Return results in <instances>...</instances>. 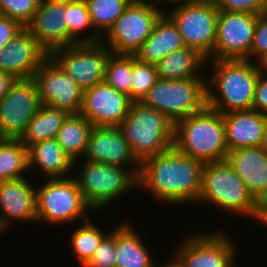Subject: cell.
I'll return each instance as SVG.
<instances>
[{"instance_id":"cell-1","label":"cell","mask_w":267,"mask_h":267,"mask_svg":"<svg viewBox=\"0 0 267 267\" xmlns=\"http://www.w3.org/2000/svg\"><path fill=\"white\" fill-rule=\"evenodd\" d=\"M203 165L173 146L140 163L138 189L150 192L167 204L196 203L201 191Z\"/></svg>"},{"instance_id":"cell-2","label":"cell","mask_w":267,"mask_h":267,"mask_svg":"<svg viewBox=\"0 0 267 267\" xmlns=\"http://www.w3.org/2000/svg\"><path fill=\"white\" fill-rule=\"evenodd\" d=\"M212 62V63H211ZM207 107L222 114L251 110L260 64L248 60H210Z\"/></svg>"},{"instance_id":"cell-3","label":"cell","mask_w":267,"mask_h":267,"mask_svg":"<svg viewBox=\"0 0 267 267\" xmlns=\"http://www.w3.org/2000/svg\"><path fill=\"white\" fill-rule=\"evenodd\" d=\"M173 146L203 164L225 161L229 151L223 114L206 106L178 121Z\"/></svg>"},{"instance_id":"cell-4","label":"cell","mask_w":267,"mask_h":267,"mask_svg":"<svg viewBox=\"0 0 267 267\" xmlns=\"http://www.w3.org/2000/svg\"><path fill=\"white\" fill-rule=\"evenodd\" d=\"M117 127L140 163L174 145L175 125L142 102H132L127 117Z\"/></svg>"},{"instance_id":"cell-5","label":"cell","mask_w":267,"mask_h":267,"mask_svg":"<svg viewBox=\"0 0 267 267\" xmlns=\"http://www.w3.org/2000/svg\"><path fill=\"white\" fill-rule=\"evenodd\" d=\"M199 202L255 219V198L226 160L203 165Z\"/></svg>"},{"instance_id":"cell-6","label":"cell","mask_w":267,"mask_h":267,"mask_svg":"<svg viewBox=\"0 0 267 267\" xmlns=\"http://www.w3.org/2000/svg\"><path fill=\"white\" fill-rule=\"evenodd\" d=\"M80 161H74L75 167L78 163L82 166H79V174H73V177L92 212L103 210L133 189L138 190V179L129 168L89 160Z\"/></svg>"},{"instance_id":"cell-7","label":"cell","mask_w":267,"mask_h":267,"mask_svg":"<svg viewBox=\"0 0 267 267\" xmlns=\"http://www.w3.org/2000/svg\"><path fill=\"white\" fill-rule=\"evenodd\" d=\"M44 182L36 189L38 223L44 221L51 226H60L76 221L84 222L90 218L88 210L92 209L84 200L73 175L47 178Z\"/></svg>"},{"instance_id":"cell-8","label":"cell","mask_w":267,"mask_h":267,"mask_svg":"<svg viewBox=\"0 0 267 267\" xmlns=\"http://www.w3.org/2000/svg\"><path fill=\"white\" fill-rule=\"evenodd\" d=\"M207 79L158 78L141 102L162 112L175 125L207 106Z\"/></svg>"},{"instance_id":"cell-9","label":"cell","mask_w":267,"mask_h":267,"mask_svg":"<svg viewBox=\"0 0 267 267\" xmlns=\"http://www.w3.org/2000/svg\"><path fill=\"white\" fill-rule=\"evenodd\" d=\"M164 11L150 0H132L101 42L112 54L134 55Z\"/></svg>"},{"instance_id":"cell-10","label":"cell","mask_w":267,"mask_h":267,"mask_svg":"<svg viewBox=\"0 0 267 267\" xmlns=\"http://www.w3.org/2000/svg\"><path fill=\"white\" fill-rule=\"evenodd\" d=\"M175 6L164 13L177 26L185 46L198 50L208 60L215 46L219 15L214 0H190Z\"/></svg>"},{"instance_id":"cell-11","label":"cell","mask_w":267,"mask_h":267,"mask_svg":"<svg viewBox=\"0 0 267 267\" xmlns=\"http://www.w3.org/2000/svg\"><path fill=\"white\" fill-rule=\"evenodd\" d=\"M111 54L100 42L58 48L49 57L85 91L104 82L106 64Z\"/></svg>"},{"instance_id":"cell-12","label":"cell","mask_w":267,"mask_h":267,"mask_svg":"<svg viewBox=\"0 0 267 267\" xmlns=\"http://www.w3.org/2000/svg\"><path fill=\"white\" fill-rule=\"evenodd\" d=\"M225 231L193 233L184 240L174 257L182 267H235L236 246Z\"/></svg>"},{"instance_id":"cell-13","label":"cell","mask_w":267,"mask_h":267,"mask_svg":"<svg viewBox=\"0 0 267 267\" xmlns=\"http://www.w3.org/2000/svg\"><path fill=\"white\" fill-rule=\"evenodd\" d=\"M257 16L219 10L213 54L208 60H248Z\"/></svg>"},{"instance_id":"cell-14","label":"cell","mask_w":267,"mask_h":267,"mask_svg":"<svg viewBox=\"0 0 267 267\" xmlns=\"http://www.w3.org/2000/svg\"><path fill=\"white\" fill-rule=\"evenodd\" d=\"M40 105L35 81L15 80L0 100V139H19Z\"/></svg>"},{"instance_id":"cell-15","label":"cell","mask_w":267,"mask_h":267,"mask_svg":"<svg viewBox=\"0 0 267 267\" xmlns=\"http://www.w3.org/2000/svg\"><path fill=\"white\" fill-rule=\"evenodd\" d=\"M32 79L37 85L42 105L68 114L81 113L83 90L50 57L40 65Z\"/></svg>"},{"instance_id":"cell-16","label":"cell","mask_w":267,"mask_h":267,"mask_svg":"<svg viewBox=\"0 0 267 267\" xmlns=\"http://www.w3.org/2000/svg\"><path fill=\"white\" fill-rule=\"evenodd\" d=\"M132 101L105 82L83 91L81 114L93 127H116L128 115Z\"/></svg>"},{"instance_id":"cell-17","label":"cell","mask_w":267,"mask_h":267,"mask_svg":"<svg viewBox=\"0 0 267 267\" xmlns=\"http://www.w3.org/2000/svg\"><path fill=\"white\" fill-rule=\"evenodd\" d=\"M83 160L129 167L137 178L140 172V162L117 126L93 127Z\"/></svg>"},{"instance_id":"cell-18","label":"cell","mask_w":267,"mask_h":267,"mask_svg":"<svg viewBox=\"0 0 267 267\" xmlns=\"http://www.w3.org/2000/svg\"><path fill=\"white\" fill-rule=\"evenodd\" d=\"M48 57L30 30L24 27L0 50V71L16 80L32 79Z\"/></svg>"},{"instance_id":"cell-19","label":"cell","mask_w":267,"mask_h":267,"mask_svg":"<svg viewBox=\"0 0 267 267\" xmlns=\"http://www.w3.org/2000/svg\"><path fill=\"white\" fill-rule=\"evenodd\" d=\"M15 220L37 222L36 187L26 177L0 181V229L6 231Z\"/></svg>"},{"instance_id":"cell-20","label":"cell","mask_w":267,"mask_h":267,"mask_svg":"<svg viewBox=\"0 0 267 267\" xmlns=\"http://www.w3.org/2000/svg\"><path fill=\"white\" fill-rule=\"evenodd\" d=\"M27 28L48 54L55 49L67 47V3L40 1L38 10Z\"/></svg>"},{"instance_id":"cell-21","label":"cell","mask_w":267,"mask_h":267,"mask_svg":"<svg viewBox=\"0 0 267 267\" xmlns=\"http://www.w3.org/2000/svg\"><path fill=\"white\" fill-rule=\"evenodd\" d=\"M228 151L264 146L267 115L256 110L233 111L223 114Z\"/></svg>"},{"instance_id":"cell-22","label":"cell","mask_w":267,"mask_h":267,"mask_svg":"<svg viewBox=\"0 0 267 267\" xmlns=\"http://www.w3.org/2000/svg\"><path fill=\"white\" fill-rule=\"evenodd\" d=\"M226 161L246 184L254 198L267 185V150L264 146L246 147L228 152Z\"/></svg>"},{"instance_id":"cell-23","label":"cell","mask_w":267,"mask_h":267,"mask_svg":"<svg viewBox=\"0 0 267 267\" xmlns=\"http://www.w3.org/2000/svg\"><path fill=\"white\" fill-rule=\"evenodd\" d=\"M185 47L177 26L164 13L134 56L139 61L156 65L169 53Z\"/></svg>"},{"instance_id":"cell-24","label":"cell","mask_w":267,"mask_h":267,"mask_svg":"<svg viewBox=\"0 0 267 267\" xmlns=\"http://www.w3.org/2000/svg\"><path fill=\"white\" fill-rule=\"evenodd\" d=\"M33 166L47 178L68 177L75 169L74 161L63 151L56 138L40 141L28 148V169L32 170Z\"/></svg>"},{"instance_id":"cell-25","label":"cell","mask_w":267,"mask_h":267,"mask_svg":"<svg viewBox=\"0 0 267 267\" xmlns=\"http://www.w3.org/2000/svg\"><path fill=\"white\" fill-rule=\"evenodd\" d=\"M206 63L207 58L198 50L185 47L166 55L156 64V69L161 79L204 78L199 70L205 69Z\"/></svg>"},{"instance_id":"cell-26","label":"cell","mask_w":267,"mask_h":267,"mask_svg":"<svg viewBox=\"0 0 267 267\" xmlns=\"http://www.w3.org/2000/svg\"><path fill=\"white\" fill-rule=\"evenodd\" d=\"M129 222H121L116 227L115 267H155L151 251Z\"/></svg>"},{"instance_id":"cell-27","label":"cell","mask_w":267,"mask_h":267,"mask_svg":"<svg viewBox=\"0 0 267 267\" xmlns=\"http://www.w3.org/2000/svg\"><path fill=\"white\" fill-rule=\"evenodd\" d=\"M68 113L49 105H40L37 113L28 122L19 140L29 148L40 141L56 138Z\"/></svg>"},{"instance_id":"cell-28","label":"cell","mask_w":267,"mask_h":267,"mask_svg":"<svg viewBox=\"0 0 267 267\" xmlns=\"http://www.w3.org/2000/svg\"><path fill=\"white\" fill-rule=\"evenodd\" d=\"M93 125L80 113L69 114L57 133L56 140L73 161L85 154Z\"/></svg>"},{"instance_id":"cell-29","label":"cell","mask_w":267,"mask_h":267,"mask_svg":"<svg viewBox=\"0 0 267 267\" xmlns=\"http://www.w3.org/2000/svg\"><path fill=\"white\" fill-rule=\"evenodd\" d=\"M27 170L28 148L19 139H0V181L24 178Z\"/></svg>"},{"instance_id":"cell-30","label":"cell","mask_w":267,"mask_h":267,"mask_svg":"<svg viewBox=\"0 0 267 267\" xmlns=\"http://www.w3.org/2000/svg\"><path fill=\"white\" fill-rule=\"evenodd\" d=\"M68 46L75 44H95L102 37L94 30L85 0L67 2ZM90 30L84 37L83 31ZM83 36V37H82Z\"/></svg>"},{"instance_id":"cell-31","label":"cell","mask_w":267,"mask_h":267,"mask_svg":"<svg viewBox=\"0 0 267 267\" xmlns=\"http://www.w3.org/2000/svg\"><path fill=\"white\" fill-rule=\"evenodd\" d=\"M91 220L93 219L89 218L79 223L70 235L71 251L82 267L90 261L101 242L111 233V231L101 230L100 226L93 225Z\"/></svg>"},{"instance_id":"cell-32","label":"cell","mask_w":267,"mask_h":267,"mask_svg":"<svg viewBox=\"0 0 267 267\" xmlns=\"http://www.w3.org/2000/svg\"><path fill=\"white\" fill-rule=\"evenodd\" d=\"M132 0H85L94 30L103 37Z\"/></svg>"},{"instance_id":"cell-33","label":"cell","mask_w":267,"mask_h":267,"mask_svg":"<svg viewBox=\"0 0 267 267\" xmlns=\"http://www.w3.org/2000/svg\"><path fill=\"white\" fill-rule=\"evenodd\" d=\"M133 55L111 54L108 58L104 82L131 100Z\"/></svg>"},{"instance_id":"cell-34","label":"cell","mask_w":267,"mask_h":267,"mask_svg":"<svg viewBox=\"0 0 267 267\" xmlns=\"http://www.w3.org/2000/svg\"><path fill=\"white\" fill-rule=\"evenodd\" d=\"M157 80L158 73L156 65L139 61L133 55L131 101L141 102Z\"/></svg>"},{"instance_id":"cell-35","label":"cell","mask_w":267,"mask_h":267,"mask_svg":"<svg viewBox=\"0 0 267 267\" xmlns=\"http://www.w3.org/2000/svg\"><path fill=\"white\" fill-rule=\"evenodd\" d=\"M41 0H0V15L27 27L34 18Z\"/></svg>"},{"instance_id":"cell-36","label":"cell","mask_w":267,"mask_h":267,"mask_svg":"<svg viewBox=\"0 0 267 267\" xmlns=\"http://www.w3.org/2000/svg\"><path fill=\"white\" fill-rule=\"evenodd\" d=\"M116 266V228L101 242L90 261L84 267Z\"/></svg>"},{"instance_id":"cell-37","label":"cell","mask_w":267,"mask_h":267,"mask_svg":"<svg viewBox=\"0 0 267 267\" xmlns=\"http://www.w3.org/2000/svg\"><path fill=\"white\" fill-rule=\"evenodd\" d=\"M267 55V13L257 16L249 61L260 63ZM254 57V58H253Z\"/></svg>"},{"instance_id":"cell-38","label":"cell","mask_w":267,"mask_h":267,"mask_svg":"<svg viewBox=\"0 0 267 267\" xmlns=\"http://www.w3.org/2000/svg\"><path fill=\"white\" fill-rule=\"evenodd\" d=\"M214 2L219 10L261 14L260 0H214Z\"/></svg>"},{"instance_id":"cell-39","label":"cell","mask_w":267,"mask_h":267,"mask_svg":"<svg viewBox=\"0 0 267 267\" xmlns=\"http://www.w3.org/2000/svg\"><path fill=\"white\" fill-rule=\"evenodd\" d=\"M252 109L267 115V72L262 69L255 85Z\"/></svg>"},{"instance_id":"cell-40","label":"cell","mask_w":267,"mask_h":267,"mask_svg":"<svg viewBox=\"0 0 267 267\" xmlns=\"http://www.w3.org/2000/svg\"><path fill=\"white\" fill-rule=\"evenodd\" d=\"M23 28L18 21L0 15V50Z\"/></svg>"},{"instance_id":"cell-41","label":"cell","mask_w":267,"mask_h":267,"mask_svg":"<svg viewBox=\"0 0 267 267\" xmlns=\"http://www.w3.org/2000/svg\"><path fill=\"white\" fill-rule=\"evenodd\" d=\"M267 209V185L255 198V220Z\"/></svg>"},{"instance_id":"cell-42","label":"cell","mask_w":267,"mask_h":267,"mask_svg":"<svg viewBox=\"0 0 267 267\" xmlns=\"http://www.w3.org/2000/svg\"><path fill=\"white\" fill-rule=\"evenodd\" d=\"M15 80L16 79H14L9 74L0 71V100L7 93V91L9 90L11 85L15 82Z\"/></svg>"},{"instance_id":"cell-43","label":"cell","mask_w":267,"mask_h":267,"mask_svg":"<svg viewBox=\"0 0 267 267\" xmlns=\"http://www.w3.org/2000/svg\"><path fill=\"white\" fill-rule=\"evenodd\" d=\"M173 259H171L170 261H168V263H164L162 265H156L155 267H182L179 262L174 258V257H171Z\"/></svg>"},{"instance_id":"cell-44","label":"cell","mask_w":267,"mask_h":267,"mask_svg":"<svg viewBox=\"0 0 267 267\" xmlns=\"http://www.w3.org/2000/svg\"><path fill=\"white\" fill-rule=\"evenodd\" d=\"M150 1H152L154 4H156L157 6H158V4H160L162 1L161 0H150ZM188 1H190V0H165V1H163L164 2V5L168 2H170V4L171 3H175L176 4V2L178 3H184V2H188Z\"/></svg>"},{"instance_id":"cell-45","label":"cell","mask_w":267,"mask_h":267,"mask_svg":"<svg viewBox=\"0 0 267 267\" xmlns=\"http://www.w3.org/2000/svg\"><path fill=\"white\" fill-rule=\"evenodd\" d=\"M256 220L265 225L264 227H267V209Z\"/></svg>"},{"instance_id":"cell-46","label":"cell","mask_w":267,"mask_h":267,"mask_svg":"<svg viewBox=\"0 0 267 267\" xmlns=\"http://www.w3.org/2000/svg\"><path fill=\"white\" fill-rule=\"evenodd\" d=\"M260 64V68L267 72V55L265 56V58L259 63Z\"/></svg>"},{"instance_id":"cell-47","label":"cell","mask_w":267,"mask_h":267,"mask_svg":"<svg viewBox=\"0 0 267 267\" xmlns=\"http://www.w3.org/2000/svg\"><path fill=\"white\" fill-rule=\"evenodd\" d=\"M261 2V13H267V0H260Z\"/></svg>"},{"instance_id":"cell-48","label":"cell","mask_w":267,"mask_h":267,"mask_svg":"<svg viewBox=\"0 0 267 267\" xmlns=\"http://www.w3.org/2000/svg\"><path fill=\"white\" fill-rule=\"evenodd\" d=\"M41 1L51 2V3H67V2H72L75 0H41Z\"/></svg>"},{"instance_id":"cell-49","label":"cell","mask_w":267,"mask_h":267,"mask_svg":"<svg viewBox=\"0 0 267 267\" xmlns=\"http://www.w3.org/2000/svg\"><path fill=\"white\" fill-rule=\"evenodd\" d=\"M264 147H265V149L267 150V129H266V140H265Z\"/></svg>"}]
</instances>
